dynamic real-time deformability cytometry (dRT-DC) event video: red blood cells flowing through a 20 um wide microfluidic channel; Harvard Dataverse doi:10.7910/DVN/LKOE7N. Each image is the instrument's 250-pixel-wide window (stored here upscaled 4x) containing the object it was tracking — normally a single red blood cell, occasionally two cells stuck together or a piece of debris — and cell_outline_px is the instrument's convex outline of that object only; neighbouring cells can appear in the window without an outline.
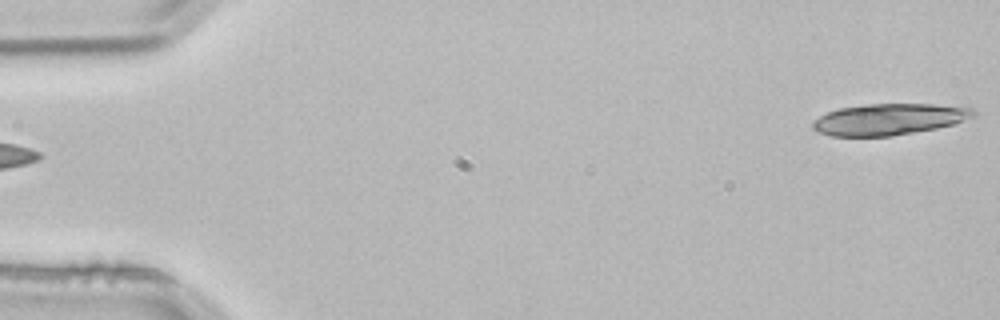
{"species": "common noctule bat (a hibernating species)", "species_latin": "Nyctalus noctula", "temperature_condition": "room temperature", "stored_images_in_passage": 2, "segment_of_instrument_passage": [2, 2], "camera_frame_rate_fps": 3000, "um_per_image_px": 0.085, "animal": {"sex": "male", "body_mass_g": 21.5, "forearm_length_mm": 52.0}, "frame": {"image": 1, "passage_image": 2, "time_ms": 0.333, "image_size_px": [1000, 320], "cell_outline_px": [[976, 116], [952, 124], [936, 128], [888, 136], [832, 136], [816, 132], [812, 128], [812, 120], [828, 112], [840, 108], [868, 104], [936, 104], [972, 108], [976, 112]], "centroid_in_image_um": [75.54, 10.13], "position_along_channel_um": 9.5, "area_um2": 29.19}}